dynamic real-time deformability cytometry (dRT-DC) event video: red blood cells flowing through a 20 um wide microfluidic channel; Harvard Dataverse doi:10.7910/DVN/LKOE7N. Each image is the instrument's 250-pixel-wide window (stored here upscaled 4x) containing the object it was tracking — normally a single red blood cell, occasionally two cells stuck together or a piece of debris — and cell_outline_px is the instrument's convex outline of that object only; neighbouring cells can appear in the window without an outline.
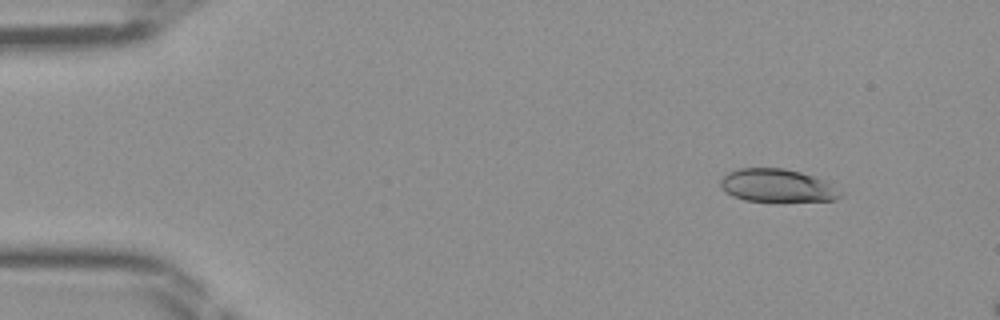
{"species": "Egyptian fruit bat (a non-hibernating species)", "species_latin": "Rousettus aegyptiacus", "temperature_condition": "room temperature", "stored_images_in_passage": 10, "camera_frame_rate_fps": 3000, "um_per_image_px": 0.085, "frame": {"image": 1, "passage_image": 1, "time_ms": 0.0, "image_size_px": [1000, 320], "cell_outline_px": [[844, 196], [836, 200], [780, 204], [744, 200], [732, 196], [724, 192], [720, 184], [720, 180], [728, 172], [740, 168], [784, 168], [800, 172], [824, 180], [844, 192]], "centroid_in_image_um": [66.11, 15.84], "position_along_channel_um": 18.9, "area_um2": 24.16}}